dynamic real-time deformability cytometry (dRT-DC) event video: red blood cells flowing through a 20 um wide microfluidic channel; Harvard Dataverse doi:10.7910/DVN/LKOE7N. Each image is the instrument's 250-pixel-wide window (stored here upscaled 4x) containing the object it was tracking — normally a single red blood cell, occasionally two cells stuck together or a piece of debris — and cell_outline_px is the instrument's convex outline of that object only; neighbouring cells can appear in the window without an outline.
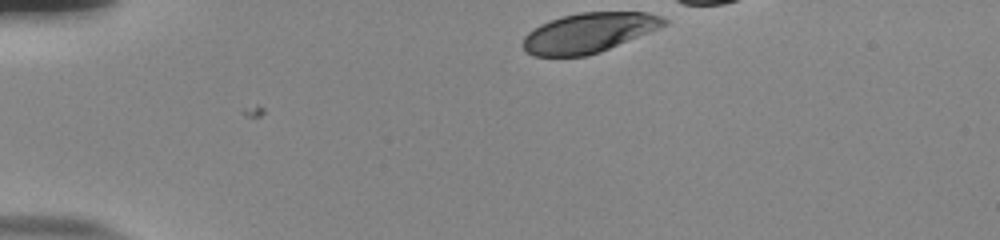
{"species": "human", "species_latin": "Homo sapiens", "temperature_condition": "room temperature", "stored_images_in_passage": 35, "camera_frame_rate_fps": 3000, "um_per_image_px": 0.085, "donor": {"sex": "male"}, "frame": {"image": 1, "passage_image": 1, "time_ms": 0.0, "image_size_px": [1000, 240], "cell_outline_px": [[668, 24], [660, 28], [600, 52], [588, 56], [532, 56], [520, 44], [524, 36], [528, 32], [540, 24], [564, 16], [580, 12], [648, 12], [660, 16], [668, 20]], "centroid_in_image_um": [50.05, 2.79], "position_along_channel_um": 35.0, "area_um2": 32.71}}
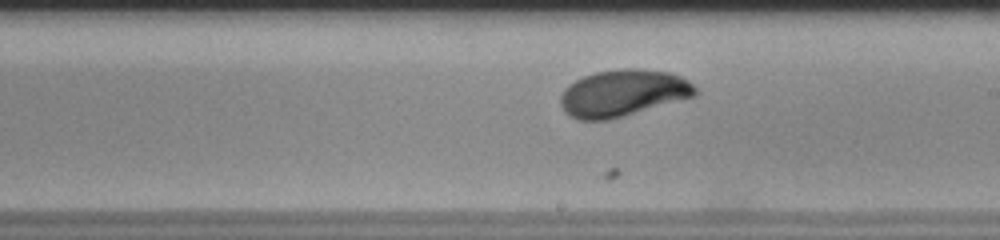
{"frame": {"image": 2, "passage_image": 22, "time_ms": 7.0, "image_size_px": [1000, 240], "cell_outline_px": [[696, 96], [624, 116], [608, 120], [580, 120], [568, 116], [564, 112], [560, 104], [560, 96], [564, 88], [568, 84], [584, 76], [596, 72], [620, 68], [640, 68], [668, 72], [680, 76], [688, 80], [696, 88]], "centroid_in_image_um": [52.92, 7.91], "position_along_channel_um": 236.1, "area_um2": 36.99}}
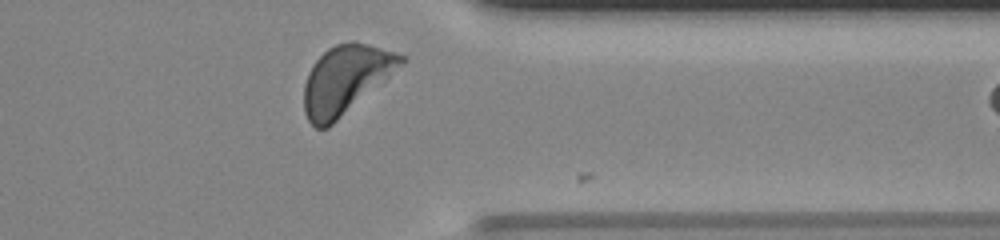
{"frame": {"image": 3, "passage_image": 34, "time_ms": 11.0, "image_size_px": [1000, 240], "cell_outline_px": [[404, 64], [328, 128], [316, 128], [308, 120], [304, 112], [304, 84], [308, 72], [312, 64], [328, 48], [336, 44], [352, 40], [356, 40], [404, 56]], "centroid_in_image_um": [29.34, 6.76], "position_along_channel_um": 382.1, "area_um2": 38.32}}